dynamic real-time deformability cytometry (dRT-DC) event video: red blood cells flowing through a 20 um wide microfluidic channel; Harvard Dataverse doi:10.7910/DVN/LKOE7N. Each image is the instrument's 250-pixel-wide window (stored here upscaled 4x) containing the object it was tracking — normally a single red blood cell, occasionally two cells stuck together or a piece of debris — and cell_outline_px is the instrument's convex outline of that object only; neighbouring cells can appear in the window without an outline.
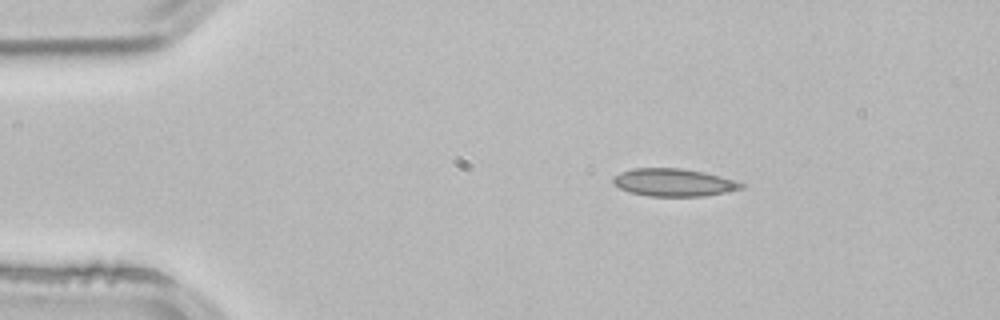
{"species": "common noctule bat (a hibernating species)", "species_latin": "Nyctalus noctula", "temperature_condition": "room temperature", "stored_images_in_passage": 2, "camera_frame_rate_fps": 3000, "um_per_image_px": 0.085, "animal": {"sex": "male", "body_mass_g": 21.5, "forearm_length_mm": 52.0}, "frame": {"image": 1, "passage_image": 1, "time_ms": 0.0, "image_size_px": [1000, 320], "cell_outline_px": [[744, 188], [728, 192], [704, 196], [648, 196], [628, 192], [620, 188], [612, 180], [620, 172], [632, 168], [684, 168], [704, 172], [736, 180], [744, 184]], "centroid_in_image_um": [57.3, 15.51], "position_along_channel_um": 27.7, "area_um2": 20.75}}